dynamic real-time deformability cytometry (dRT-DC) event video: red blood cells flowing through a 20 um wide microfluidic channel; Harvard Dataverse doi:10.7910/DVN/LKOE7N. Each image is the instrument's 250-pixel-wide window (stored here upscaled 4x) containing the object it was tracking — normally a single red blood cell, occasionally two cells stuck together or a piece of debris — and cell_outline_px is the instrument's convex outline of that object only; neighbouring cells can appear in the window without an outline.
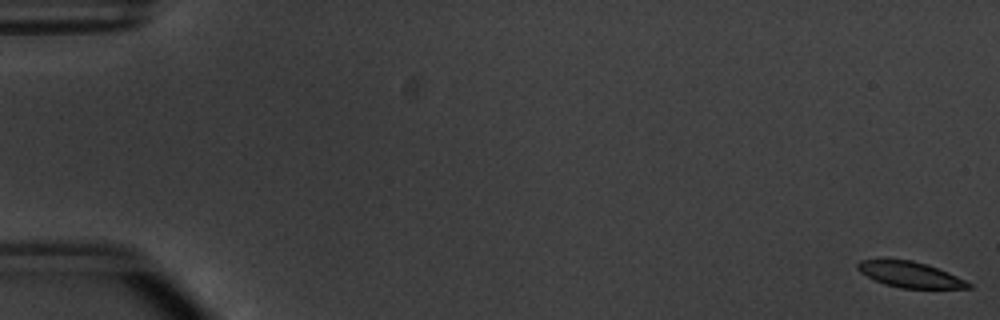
{"species": "common noctule bat (a hibernating species)", "species_latin": "Nyctalus noctula", "temperature_condition": "warm", "stored_images_in_passage": 11, "camera_frame_rate_fps": 3000, "um_per_image_px": 0.085, "animal": {"sex": "male", "body_mass_g": 20.1, "forearm_length_mm": 53.5}, "frame": {"image": 1, "passage_image": 1, "time_ms": 0.0, "image_size_px": [1000, 320], "cell_outline_px": [[972, 288], [900, 288], [884, 284], [860, 272], [856, 268], [856, 264], [860, 260], [912, 260], [928, 264], [948, 272], [972, 284]], "centroid_in_image_um": [77.36, 23.34], "position_along_channel_um": 7.6, "area_um2": 16.42}}